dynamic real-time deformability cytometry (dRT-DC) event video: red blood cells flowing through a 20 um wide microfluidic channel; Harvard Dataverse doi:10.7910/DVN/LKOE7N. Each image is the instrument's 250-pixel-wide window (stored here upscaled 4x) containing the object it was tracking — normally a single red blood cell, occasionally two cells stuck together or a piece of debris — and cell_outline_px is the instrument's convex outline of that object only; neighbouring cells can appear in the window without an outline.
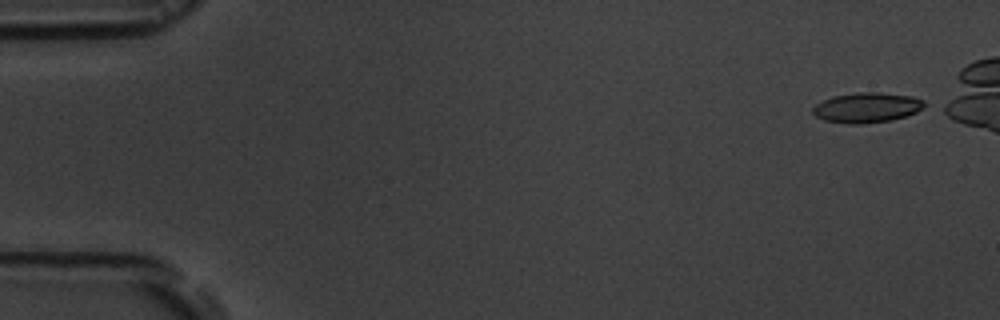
{"species": "common noctule bat (a hibernating species)", "species_latin": "Nyctalus noctula", "temperature_condition": "room temperature", "stored_images_in_passage": 6, "camera_frame_rate_fps": 3000, "um_per_image_px": 0.085, "animal": {"sex": "male", "body_mass_g": 19.5, "forearm_length_mm": 54.6}, "frame": {"image": 1, "passage_image": 1, "time_ms": 0.0, "image_size_px": [1000, 320], "cell_outline_px": [[924, 108], [908, 116], [892, 120], [860, 124], [848, 124], [824, 120], [816, 116], [812, 112], [812, 108], [816, 104], [832, 96], [856, 92], [880, 92], [912, 96], [924, 100]], "centroid_in_image_um": [73.69, 9.14], "position_along_channel_um": 11.3, "area_um2": 19.71}}